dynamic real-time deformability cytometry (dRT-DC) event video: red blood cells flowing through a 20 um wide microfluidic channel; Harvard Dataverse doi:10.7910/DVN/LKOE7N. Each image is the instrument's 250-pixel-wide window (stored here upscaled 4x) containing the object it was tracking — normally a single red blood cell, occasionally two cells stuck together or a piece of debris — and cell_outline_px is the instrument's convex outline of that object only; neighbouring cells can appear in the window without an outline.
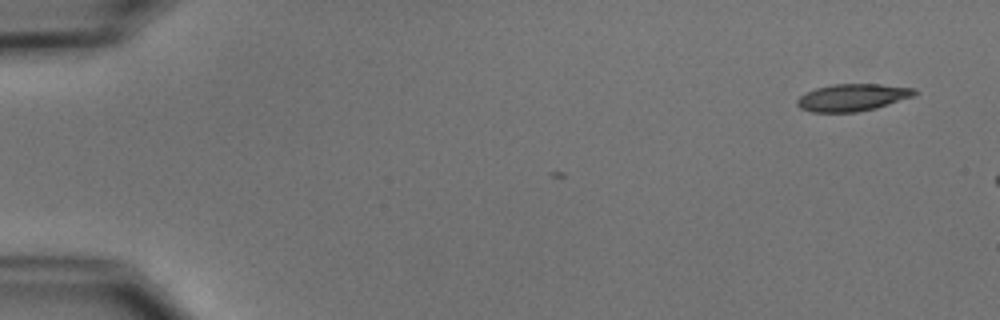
{"species": "common noctule bat (a hibernating species)", "species_latin": "Nyctalus noctula", "temperature_condition": "cold", "stored_images_in_passage": 2, "camera_frame_rate_fps": 3000, "um_per_image_px": 0.085, "animal": {"sex": "male", "body_mass_g": 15.6}, "frame": {"image": 1, "passage_image": 2, "time_ms": 0.333, "image_size_px": [1000, 320], "cell_outline_px": [[916, 92], [912, 96], [876, 108], [856, 112], [812, 112], [800, 108], [796, 104], [796, 100], [800, 96], [816, 88], [832, 84], [880, 84], [916, 88]], "centroid_in_image_um": [72.43, 8.28], "position_along_channel_um": 12.6, "area_um2": 18.44}}